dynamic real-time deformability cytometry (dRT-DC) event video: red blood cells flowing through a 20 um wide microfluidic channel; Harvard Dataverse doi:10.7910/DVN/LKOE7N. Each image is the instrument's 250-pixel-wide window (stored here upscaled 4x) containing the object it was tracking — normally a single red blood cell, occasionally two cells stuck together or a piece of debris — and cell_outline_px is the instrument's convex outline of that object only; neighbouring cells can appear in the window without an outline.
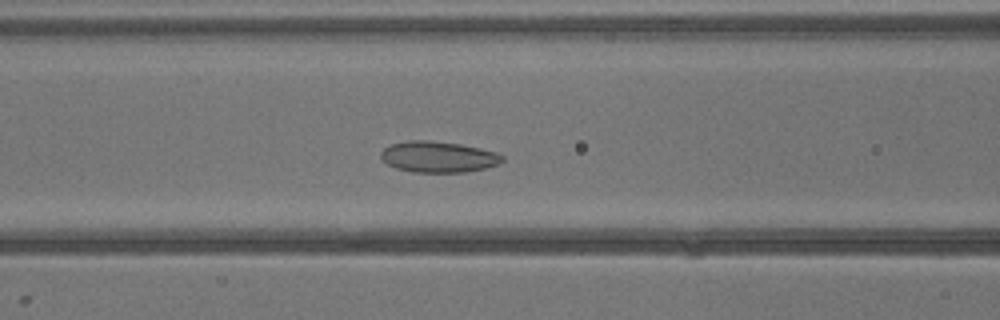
{"species": "common noctule bat (a hibernating species)", "species_latin": "Nyctalus noctula", "temperature_condition": "warm", "stored_images_in_passage": 40, "camera_frame_rate_fps": 3000, "um_per_image_px": 0.085, "animal": {"sex": "male", "body_mass_g": 13.3}, "frame": {"image": 1, "passage_image": 17, "time_ms": 5.333, "image_size_px": [1000, 320], "cell_outline_px": [[504, 160], [500, 164], [484, 168], [464, 172], [412, 172], [396, 168], [388, 164], [380, 156], [380, 152], [384, 148], [392, 144], [408, 140], [428, 140], [460, 144], [480, 148], [496, 152], [504, 156]], "centroid_in_image_um": [37.27, 13.33], "position_along_channel_um": 129.3, "area_um2": 21.96}}
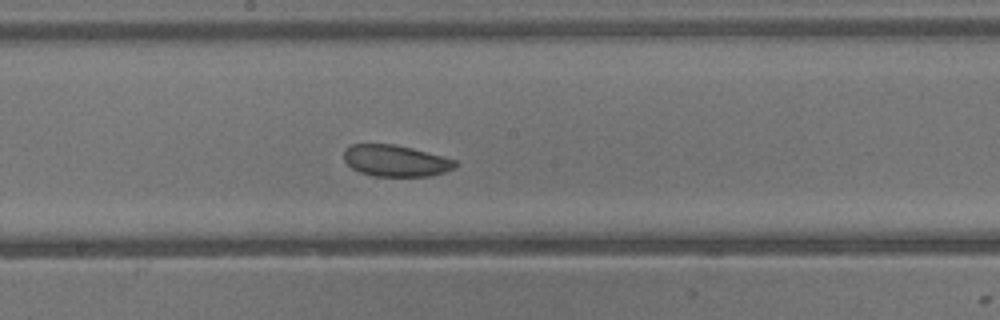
{"frame": {"image": 2, "passage_image": 22, "time_ms": 7.0, "image_size_px": [1000, 320], "cell_outline_px": [[456, 168], [432, 176], [372, 176], [360, 172], [352, 168], [344, 160], [344, 148], [352, 144], [396, 144], [412, 148], [456, 160]], "centroid_in_image_um": [33.61, 13.66], "position_along_channel_um": 214.6, "area_um2": 20.46}}
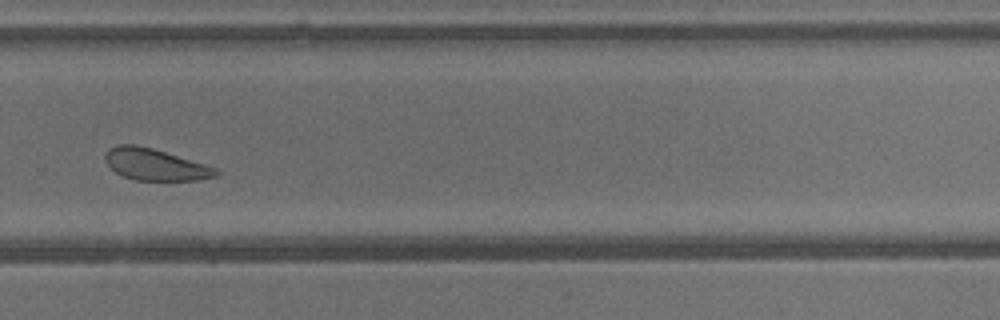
{"frame": {"image": 3, "passage_image": 28, "time_ms": 9.0, "image_size_px": [1000, 320], "cell_outline_px": [[220, 172], [216, 176], [196, 180], [136, 180], [124, 176], [116, 172], [104, 160], [104, 156], [108, 148], [116, 144], [136, 144], [152, 148], [204, 164], [216, 168]], "centroid_in_image_um": [13.15, 13.97], "position_along_channel_um": 316.7, "area_um2": 20.23}}